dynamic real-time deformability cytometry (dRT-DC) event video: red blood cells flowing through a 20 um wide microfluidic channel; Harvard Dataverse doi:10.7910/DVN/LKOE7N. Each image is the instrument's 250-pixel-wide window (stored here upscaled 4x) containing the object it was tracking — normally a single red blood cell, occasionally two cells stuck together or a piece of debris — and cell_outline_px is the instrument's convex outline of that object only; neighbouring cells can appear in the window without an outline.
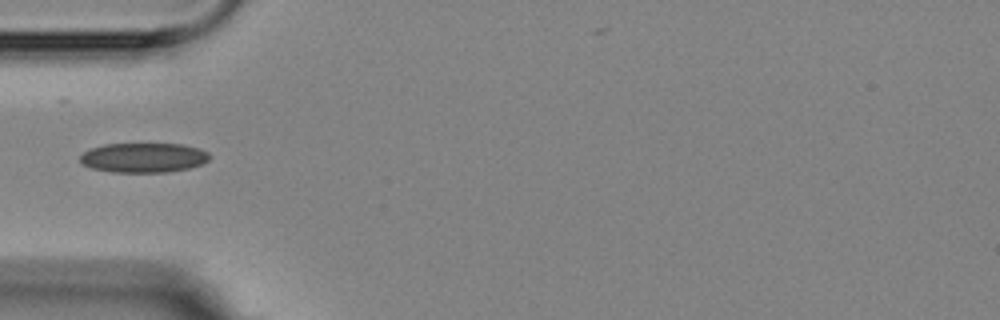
{"species": "Egyptian fruit bat (a non-hibernating species)", "species_latin": "Rousettus aegyptiacus", "temperature_condition": "room temperature", "stored_images_in_passage": 3, "camera_frame_rate_fps": 3000, "um_per_image_px": 0.085, "animal": {"sex": "female"}, "frame": {"image": 1, "passage_image": 3, "time_ms": 2.0, "image_size_px": [1000, 320], "cell_outline_px": [[212, 156], [208, 160], [200, 164], [188, 168], [168, 172], [112, 172], [92, 168], [80, 164], [80, 156], [84, 152], [92, 148], [104, 144], [184, 144], [200, 148], [208, 152]], "centroid_in_image_um": [12.21, 13.4], "position_along_channel_um": 72.8, "area_um2": 22.43}}